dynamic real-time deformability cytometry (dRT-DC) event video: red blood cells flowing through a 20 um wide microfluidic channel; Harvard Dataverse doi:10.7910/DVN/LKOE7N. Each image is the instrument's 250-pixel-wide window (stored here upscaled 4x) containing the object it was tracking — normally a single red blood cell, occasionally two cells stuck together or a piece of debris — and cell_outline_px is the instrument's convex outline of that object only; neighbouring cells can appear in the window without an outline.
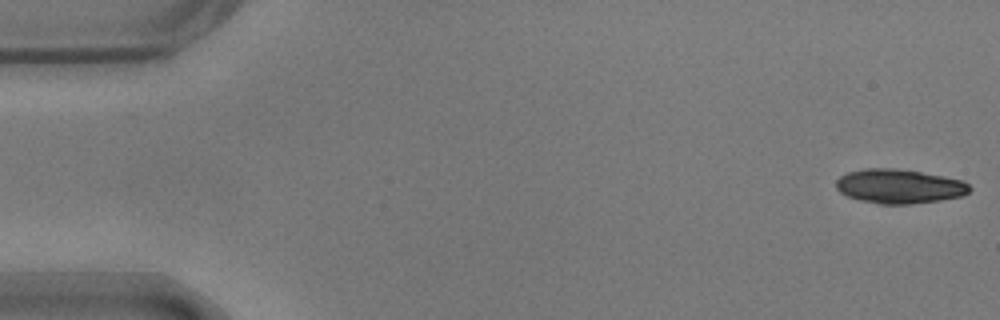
{"species": "common noctule bat (a hibernating species)", "species_latin": "Nyctalus noctula", "temperature_condition": "warm", "stored_images_in_passage": 54, "camera_frame_rate_fps": 3000, "um_per_image_px": 0.085, "animal": {"sex": "male", "body_mass_g": 17.9}, "frame": {"image": 1, "passage_image": 1, "time_ms": 0.0, "image_size_px": [1000, 320], "cell_outline_px": [[972, 188], [964, 196], [940, 200], [912, 204], [880, 204], [860, 200], [848, 196], [840, 192], [836, 188], [836, 180], [840, 176], [848, 172], [864, 168], [896, 168], [920, 172], [960, 180], [968, 184]], "centroid_in_image_um": [76.41, 15.84], "position_along_channel_um": 8.6, "area_um2": 26.59}}
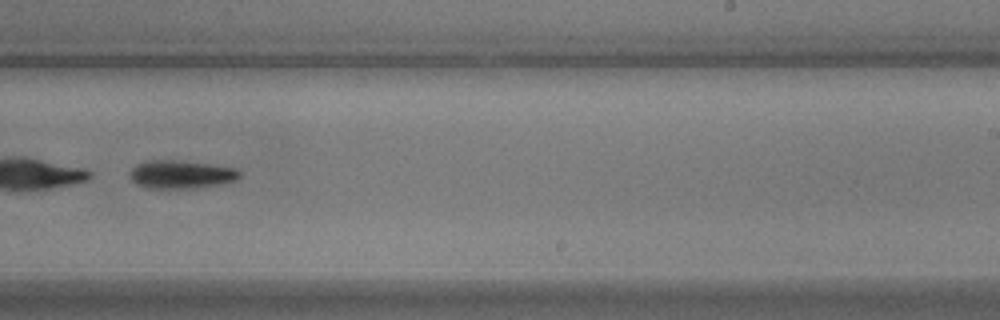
{"frame": {"image": 2, "passage_image": 34, "time_ms": 11.0, "image_size_px": [1000, 320], "cell_outline_px": [[240, 176], [236, 180], [220, 184], [196, 188], [148, 188], [136, 184], [132, 180], [132, 168], [136, 164], [144, 160], [176, 160], [208, 164], [236, 168], [240, 172]], "centroid_in_image_um": [15.39, 14.82], "position_along_channel_um": 273.6, "area_um2": 17.92}, "authors_computed_cell_mechanics": {"area_um2": 26.7903, "velocity_mm_per_s": 3.6814, "shape_relaxation_time_tau1_ms": 2.7776, "shape_relaxation_time_tau2_ms": null, "deformation_change_tau1": 0.1565, "deformation_change_tau2": null}}